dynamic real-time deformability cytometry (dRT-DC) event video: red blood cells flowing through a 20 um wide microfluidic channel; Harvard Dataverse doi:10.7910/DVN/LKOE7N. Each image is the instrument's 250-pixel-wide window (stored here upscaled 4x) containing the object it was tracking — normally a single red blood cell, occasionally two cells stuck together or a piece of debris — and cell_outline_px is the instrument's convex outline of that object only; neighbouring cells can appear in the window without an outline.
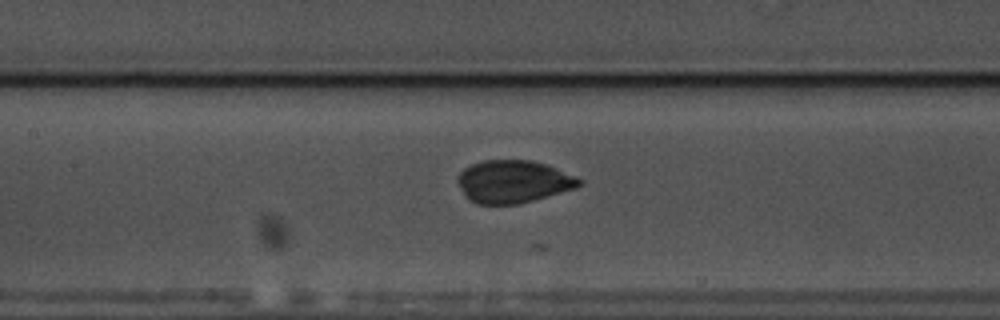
{"species": "common noctule bat (a hibernating species)", "species_latin": "Nyctalus noctula", "temperature_condition": "warm", "stored_images_in_passage": 18, "camera_frame_rate_fps": 3000, "um_per_image_px": 0.085, "animal": {"sex": "male", "body_mass_g": 17.5, "forearm_length_mm": 52.3}, "frame": {"image": 1, "passage_image": 10, "time_ms": 3.0, "image_size_px": [1000, 320], "cell_outline_px": [[584, 184], [576, 188], [520, 204], [476, 204], [468, 200], [456, 180], [460, 172], [464, 168], [472, 164], [484, 160], [532, 160], [556, 168], [576, 176], [584, 180]], "centroid_in_image_um": [43.65, 15.44], "position_along_channel_um": 163.8, "area_um2": 30.35}}
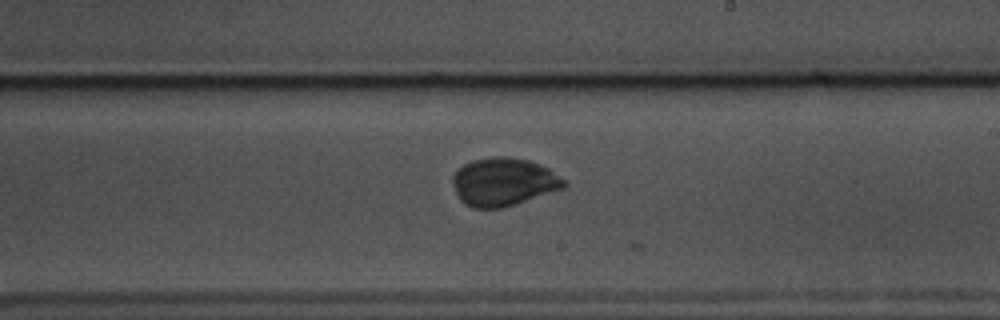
{"frame": {"image": 2, "passage_image": 17, "time_ms": 5.333, "image_size_px": [1000, 320], "cell_outline_px": [[568, 184], [564, 188], [504, 208], [472, 208], [464, 204], [460, 200], [456, 192], [452, 180], [452, 176], [464, 164], [472, 160], [500, 156], [504, 156], [528, 160], [540, 164], [548, 168], [568, 180]], "centroid_in_image_um": [42.84, 15.47], "position_along_channel_um": 246.2, "area_um2": 31.33}}